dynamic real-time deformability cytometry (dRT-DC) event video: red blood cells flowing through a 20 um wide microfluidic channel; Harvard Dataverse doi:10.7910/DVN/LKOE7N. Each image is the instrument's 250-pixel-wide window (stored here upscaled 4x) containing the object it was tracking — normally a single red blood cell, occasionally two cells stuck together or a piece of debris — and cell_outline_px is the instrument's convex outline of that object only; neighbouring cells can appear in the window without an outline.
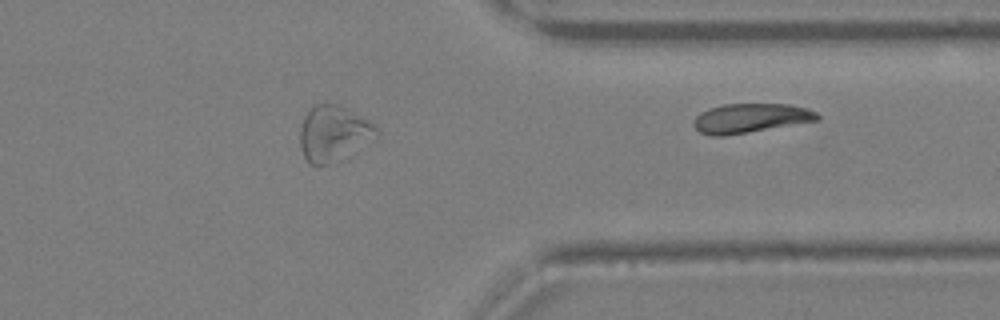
{"species": "Egyptian fruit bat (a non-hibernating species)", "species_latin": "Rousettus aegyptiacus", "temperature_condition": "warm", "stored_images_in_passage": 22, "segment_of_instrument_passage": [2, 2], "camera_frame_rate_fps": 3000, "um_per_image_px": 0.085, "animal": {"sex": "female"}, "frame": {"image": 1, "passage_image": 22, "time_ms": 7.0, "image_size_px": [1000, 320], "cell_outline_px": [[820, 120], [724, 136], [712, 136], [700, 132], [692, 124], [696, 116], [700, 112], [708, 108], [724, 104], [788, 104], [808, 108], [816, 112], [820, 116]], "centroid_in_image_um": [63.79, 10.04], "position_along_channel_um": 347.6, "area_um2": 21.15}}